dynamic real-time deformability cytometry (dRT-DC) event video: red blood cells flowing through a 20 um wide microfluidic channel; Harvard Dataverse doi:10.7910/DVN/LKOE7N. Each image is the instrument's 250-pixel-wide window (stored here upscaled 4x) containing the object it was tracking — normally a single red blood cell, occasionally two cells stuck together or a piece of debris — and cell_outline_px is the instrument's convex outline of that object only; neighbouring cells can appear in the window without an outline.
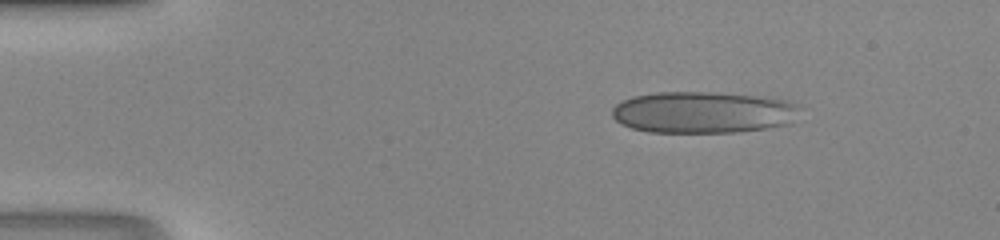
{"species": "human", "species_latin": "Homo sapiens", "temperature_condition": "room temperature", "stored_images_in_passage": 40, "camera_frame_rate_fps": 3000, "um_per_image_px": 0.085, "donor": {"sex": "male"}, "frame": {"image": 1, "passage_image": 1, "time_ms": 0.0, "image_size_px": [1000, 240], "cell_outline_px": [[796, 108], [792, 124], [768, 128], [736, 132], [648, 132], [632, 128], [620, 124], [612, 116], [612, 108], [616, 104], [632, 96], [656, 92], [716, 92], [788, 100], [796, 104]], "centroid_in_image_um": [59.71, 9.55], "position_along_channel_um": 25.3, "area_um2": 45.43}}
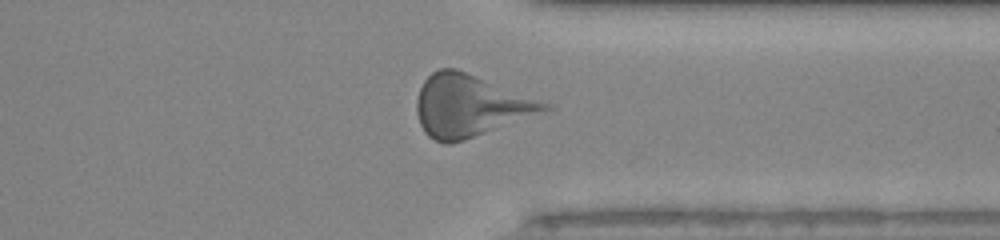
{"frame": {"image": 2, "passage_image": 30, "time_ms": 9.667, "image_size_px": [1000, 240], "cell_outline_px": [[556, 108], [464, 140], [452, 144], [444, 144], [428, 136], [424, 132], [420, 124], [416, 112], [416, 100], [420, 88], [424, 80], [432, 72], [440, 68], [456, 68], [556, 104]], "centroid_in_image_um": [40.0, 8.98], "position_along_channel_um": 371.4, "area_um2": 46.64}}
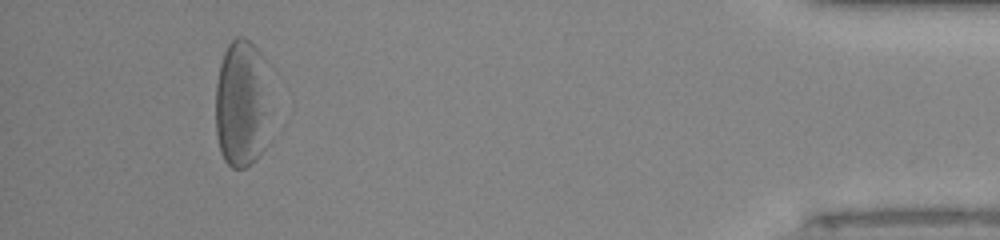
{"frame": {"image": 3, "passage_image": 37, "time_ms": 12.0, "image_size_px": [1000, 240], "cell_outline_px": [[264, 148], [244, 168], [232, 168], [224, 160], [220, 152], [216, 132], [216, 84], [220, 64], [224, 52], [228, 44], [236, 36], [244, 36], [260, 52], [264, 60]], "centroid_in_image_um": [20.44, 8.78], "position_along_channel_um": 414.8, "area_um2": 39.19}}